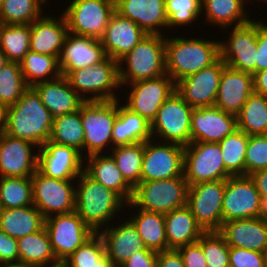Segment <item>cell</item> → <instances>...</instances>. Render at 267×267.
Returning <instances> with one entry per match:
<instances>
[{
    "label": "cell",
    "instance_id": "7dc6e473",
    "mask_svg": "<svg viewBox=\"0 0 267 267\" xmlns=\"http://www.w3.org/2000/svg\"><path fill=\"white\" fill-rule=\"evenodd\" d=\"M28 88L20 64L8 61L0 70V104L14 105Z\"/></svg>",
    "mask_w": 267,
    "mask_h": 267
},
{
    "label": "cell",
    "instance_id": "74e56055",
    "mask_svg": "<svg viewBox=\"0 0 267 267\" xmlns=\"http://www.w3.org/2000/svg\"><path fill=\"white\" fill-rule=\"evenodd\" d=\"M84 128L80 110L53 117L49 140L56 144L75 148L84 157Z\"/></svg>",
    "mask_w": 267,
    "mask_h": 267
},
{
    "label": "cell",
    "instance_id": "ac0fdd59",
    "mask_svg": "<svg viewBox=\"0 0 267 267\" xmlns=\"http://www.w3.org/2000/svg\"><path fill=\"white\" fill-rule=\"evenodd\" d=\"M260 194L249 175L231 176L225 180L222 203L223 223L257 218Z\"/></svg>",
    "mask_w": 267,
    "mask_h": 267
},
{
    "label": "cell",
    "instance_id": "681fc988",
    "mask_svg": "<svg viewBox=\"0 0 267 267\" xmlns=\"http://www.w3.org/2000/svg\"><path fill=\"white\" fill-rule=\"evenodd\" d=\"M261 169H267V135H252L245 154V175Z\"/></svg>",
    "mask_w": 267,
    "mask_h": 267
},
{
    "label": "cell",
    "instance_id": "f546056e",
    "mask_svg": "<svg viewBox=\"0 0 267 267\" xmlns=\"http://www.w3.org/2000/svg\"><path fill=\"white\" fill-rule=\"evenodd\" d=\"M84 171L95 181L118 193L127 203L133 188L125 181L109 153L92 154L84 158Z\"/></svg>",
    "mask_w": 267,
    "mask_h": 267
},
{
    "label": "cell",
    "instance_id": "11a10c76",
    "mask_svg": "<svg viewBox=\"0 0 267 267\" xmlns=\"http://www.w3.org/2000/svg\"><path fill=\"white\" fill-rule=\"evenodd\" d=\"M157 254L153 250H140L119 267H157Z\"/></svg>",
    "mask_w": 267,
    "mask_h": 267
},
{
    "label": "cell",
    "instance_id": "ba28073f",
    "mask_svg": "<svg viewBox=\"0 0 267 267\" xmlns=\"http://www.w3.org/2000/svg\"><path fill=\"white\" fill-rule=\"evenodd\" d=\"M193 108L174 91L162 104L151 123L153 139L177 143H191V115Z\"/></svg>",
    "mask_w": 267,
    "mask_h": 267
},
{
    "label": "cell",
    "instance_id": "7a4b0ae2",
    "mask_svg": "<svg viewBox=\"0 0 267 267\" xmlns=\"http://www.w3.org/2000/svg\"><path fill=\"white\" fill-rule=\"evenodd\" d=\"M208 37V39H207ZM185 38L182 36H165L166 74L175 84L187 76L195 74L210 66L220 57L219 39L209 36Z\"/></svg>",
    "mask_w": 267,
    "mask_h": 267
},
{
    "label": "cell",
    "instance_id": "4dcf8cb0",
    "mask_svg": "<svg viewBox=\"0 0 267 267\" xmlns=\"http://www.w3.org/2000/svg\"><path fill=\"white\" fill-rule=\"evenodd\" d=\"M201 3V26L203 23L209 27L219 26L220 30L232 25H243L253 19L249 16L251 12L247 9V0H201Z\"/></svg>",
    "mask_w": 267,
    "mask_h": 267
},
{
    "label": "cell",
    "instance_id": "7bdbcfd3",
    "mask_svg": "<svg viewBox=\"0 0 267 267\" xmlns=\"http://www.w3.org/2000/svg\"><path fill=\"white\" fill-rule=\"evenodd\" d=\"M64 263L67 267H114L99 233H94Z\"/></svg>",
    "mask_w": 267,
    "mask_h": 267
},
{
    "label": "cell",
    "instance_id": "8992f818",
    "mask_svg": "<svg viewBox=\"0 0 267 267\" xmlns=\"http://www.w3.org/2000/svg\"><path fill=\"white\" fill-rule=\"evenodd\" d=\"M117 115L118 99L85 102L81 106L80 117L85 132L84 158L92 154L110 152L112 130Z\"/></svg>",
    "mask_w": 267,
    "mask_h": 267
},
{
    "label": "cell",
    "instance_id": "5b68a950",
    "mask_svg": "<svg viewBox=\"0 0 267 267\" xmlns=\"http://www.w3.org/2000/svg\"><path fill=\"white\" fill-rule=\"evenodd\" d=\"M118 67V61L107 56L96 65L71 71L66 78L86 102L116 100L123 91L127 92L121 89Z\"/></svg>",
    "mask_w": 267,
    "mask_h": 267
},
{
    "label": "cell",
    "instance_id": "be15d7a7",
    "mask_svg": "<svg viewBox=\"0 0 267 267\" xmlns=\"http://www.w3.org/2000/svg\"><path fill=\"white\" fill-rule=\"evenodd\" d=\"M31 267H67L66 264L64 262H56L54 264H50V265H40V266H32Z\"/></svg>",
    "mask_w": 267,
    "mask_h": 267
},
{
    "label": "cell",
    "instance_id": "91938a15",
    "mask_svg": "<svg viewBox=\"0 0 267 267\" xmlns=\"http://www.w3.org/2000/svg\"><path fill=\"white\" fill-rule=\"evenodd\" d=\"M257 218L267 221V196H260Z\"/></svg>",
    "mask_w": 267,
    "mask_h": 267
},
{
    "label": "cell",
    "instance_id": "9c48e42d",
    "mask_svg": "<svg viewBox=\"0 0 267 267\" xmlns=\"http://www.w3.org/2000/svg\"><path fill=\"white\" fill-rule=\"evenodd\" d=\"M257 19L259 18L254 17L243 25L222 29L223 33L225 31L229 35L219 41L220 58L225 64L234 70L252 75L256 73Z\"/></svg>",
    "mask_w": 267,
    "mask_h": 267
},
{
    "label": "cell",
    "instance_id": "b9f144b4",
    "mask_svg": "<svg viewBox=\"0 0 267 267\" xmlns=\"http://www.w3.org/2000/svg\"><path fill=\"white\" fill-rule=\"evenodd\" d=\"M0 49L11 62H20L30 51V24H0Z\"/></svg>",
    "mask_w": 267,
    "mask_h": 267
},
{
    "label": "cell",
    "instance_id": "cb8c5ba5",
    "mask_svg": "<svg viewBox=\"0 0 267 267\" xmlns=\"http://www.w3.org/2000/svg\"><path fill=\"white\" fill-rule=\"evenodd\" d=\"M115 11L134 21L147 34H167L165 0H115Z\"/></svg>",
    "mask_w": 267,
    "mask_h": 267
},
{
    "label": "cell",
    "instance_id": "9a60e30c",
    "mask_svg": "<svg viewBox=\"0 0 267 267\" xmlns=\"http://www.w3.org/2000/svg\"><path fill=\"white\" fill-rule=\"evenodd\" d=\"M225 180L189 185L187 206L204 231H219L223 225Z\"/></svg>",
    "mask_w": 267,
    "mask_h": 267
},
{
    "label": "cell",
    "instance_id": "003e7915",
    "mask_svg": "<svg viewBox=\"0 0 267 267\" xmlns=\"http://www.w3.org/2000/svg\"><path fill=\"white\" fill-rule=\"evenodd\" d=\"M266 267H267V249L265 251Z\"/></svg>",
    "mask_w": 267,
    "mask_h": 267
},
{
    "label": "cell",
    "instance_id": "94428289",
    "mask_svg": "<svg viewBox=\"0 0 267 267\" xmlns=\"http://www.w3.org/2000/svg\"><path fill=\"white\" fill-rule=\"evenodd\" d=\"M6 111L7 108L0 104V133L4 132L6 127Z\"/></svg>",
    "mask_w": 267,
    "mask_h": 267
},
{
    "label": "cell",
    "instance_id": "9f6ffc18",
    "mask_svg": "<svg viewBox=\"0 0 267 267\" xmlns=\"http://www.w3.org/2000/svg\"><path fill=\"white\" fill-rule=\"evenodd\" d=\"M157 267H185L177 249H168L157 254Z\"/></svg>",
    "mask_w": 267,
    "mask_h": 267
},
{
    "label": "cell",
    "instance_id": "680465c9",
    "mask_svg": "<svg viewBox=\"0 0 267 267\" xmlns=\"http://www.w3.org/2000/svg\"><path fill=\"white\" fill-rule=\"evenodd\" d=\"M254 92L267 96V68L253 74Z\"/></svg>",
    "mask_w": 267,
    "mask_h": 267
},
{
    "label": "cell",
    "instance_id": "03108f58",
    "mask_svg": "<svg viewBox=\"0 0 267 267\" xmlns=\"http://www.w3.org/2000/svg\"><path fill=\"white\" fill-rule=\"evenodd\" d=\"M254 1H255V0H247V4L250 3V5H252ZM257 1H258V2L260 1V2H262V3H264V4L267 3V0H256L254 3L256 4ZM251 2H252V3H251Z\"/></svg>",
    "mask_w": 267,
    "mask_h": 267
},
{
    "label": "cell",
    "instance_id": "d6a6232c",
    "mask_svg": "<svg viewBox=\"0 0 267 267\" xmlns=\"http://www.w3.org/2000/svg\"><path fill=\"white\" fill-rule=\"evenodd\" d=\"M118 99V115L112 130V148L152 139L151 124Z\"/></svg>",
    "mask_w": 267,
    "mask_h": 267
},
{
    "label": "cell",
    "instance_id": "4316f807",
    "mask_svg": "<svg viewBox=\"0 0 267 267\" xmlns=\"http://www.w3.org/2000/svg\"><path fill=\"white\" fill-rule=\"evenodd\" d=\"M254 92L253 75L226 66L222 72L215 106L237 116Z\"/></svg>",
    "mask_w": 267,
    "mask_h": 267
},
{
    "label": "cell",
    "instance_id": "1f68e13d",
    "mask_svg": "<svg viewBox=\"0 0 267 267\" xmlns=\"http://www.w3.org/2000/svg\"><path fill=\"white\" fill-rule=\"evenodd\" d=\"M164 220L168 249L196 243L205 232L187 205L164 214Z\"/></svg>",
    "mask_w": 267,
    "mask_h": 267
},
{
    "label": "cell",
    "instance_id": "816d5d0a",
    "mask_svg": "<svg viewBox=\"0 0 267 267\" xmlns=\"http://www.w3.org/2000/svg\"><path fill=\"white\" fill-rule=\"evenodd\" d=\"M185 267H207L202 247L196 242L177 248Z\"/></svg>",
    "mask_w": 267,
    "mask_h": 267
},
{
    "label": "cell",
    "instance_id": "d590c367",
    "mask_svg": "<svg viewBox=\"0 0 267 267\" xmlns=\"http://www.w3.org/2000/svg\"><path fill=\"white\" fill-rule=\"evenodd\" d=\"M17 245L19 262L21 263L40 266L58 262L45 227L38 232L17 239Z\"/></svg>",
    "mask_w": 267,
    "mask_h": 267
},
{
    "label": "cell",
    "instance_id": "60d3db41",
    "mask_svg": "<svg viewBox=\"0 0 267 267\" xmlns=\"http://www.w3.org/2000/svg\"><path fill=\"white\" fill-rule=\"evenodd\" d=\"M48 3L47 0H3L0 24H31L46 13L44 7Z\"/></svg>",
    "mask_w": 267,
    "mask_h": 267
},
{
    "label": "cell",
    "instance_id": "5bb4252c",
    "mask_svg": "<svg viewBox=\"0 0 267 267\" xmlns=\"http://www.w3.org/2000/svg\"><path fill=\"white\" fill-rule=\"evenodd\" d=\"M124 87L131 89L127 95L126 92H123L126 97H120L122 100L126 98L123 100L125 101L123 104L150 124L155 119L162 104L176 90V84L168 74L137 81Z\"/></svg>",
    "mask_w": 267,
    "mask_h": 267
},
{
    "label": "cell",
    "instance_id": "603a6c76",
    "mask_svg": "<svg viewBox=\"0 0 267 267\" xmlns=\"http://www.w3.org/2000/svg\"><path fill=\"white\" fill-rule=\"evenodd\" d=\"M106 57L100 39L68 33L59 56L61 73L66 77L71 71L96 65Z\"/></svg>",
    "mask_w": 267,
    "mask_h": 267
},
{
    "label": "cell",
    "instance_id": "c3c4849f",
    "mask_svg": "<svg viewBox=\"0 0 267 267\" xmlns=\"http://www.w3.org/2000/svg\"><path fill=\"white\" fill-rule=\"evenodd\" d=\"M197 243L202 247L207 267H229V250L219 231H205Z\"/></svg>",
    "mask_w": 267,
    "mask_h": 267
},
{
    "label": "cell",
    "instance_id": "8d00e7d4",
    "mask_svg": "<svg viewBox=\"0 0 267 267\" xmlns=\"http://www.w3.org/2000/svg\"><path fill=\"white\" fill-rule=\"evenodd\" d=\"M23 78L29 87L62 75L59 58L29 51L19 62Z\"/></svg>",
    "mask_w": 267,
    "mask_h": 267
},
{
    "label": "cell",
    "instance_id": "e575fe53",
    "mask_svg": "<svg viewBox=\"0 0 267 267\" xmlns=\"http://www.w3.org/2000/svg\"><path fill=\"white\" fill-rule=\"evenodd\" d=\"M44 224L42 213L34 205L0 211V229L14 239L38 232Z\"/></svg>",
    "mask_w": 267,
    "mask_h": 267
},
{
    "label": "cell",
    "instance_id": "ab89813d",
    "mask_svg": "<svg viewBox=\"0 0 267 267\" xmlns=\"http://www.w3.org/2000/svg\"><path fill=\"white\" fill-rule=\"evenodd\" d=\"M145 142L113 147L109 154L115 160L125 181L134 189L141 182Z\"/></svg>",
    "mask_w": 267,
    "mask_h": 267
},
{
    "label": "cell",
    "instance_id": "bcb514c9",
    "mask_svg": "<svg viewBox=\"0 0 267 267\" xmlns=\"http://www.w3.org/2000/svg\"><path fill=\"white\" fill-rule=\"evenodd\" d=\"M167 14V31L180 29L181 26L191 24L200 26L201 20V0H165ZM200 18V19H199ZM200 20V21H199ZM199 21V22H196Z\"/></svg>",
    "mask_w": 267,
    "mask_h": 267
},
{
    "label": "cell",
    "instance_id": "7402d4cb",
    "mask_svg": "<svg viewBox=\"0 0 267 267\" xmlns=\"http://www.w3.org/2000/svg\"><path fill=\"white\" fill-rule=\"evenodd\" d=\"M118 220L116 219L115 223L112 222L98 232L103 239L105 252L114 267L122 265L135 252L150 250L146 248L136 226L129 218L125 217L121 221V217H119Z\"/></svg>",
    "mask_w": 267,
    "mask_h": 267
},
{
    "label": "cell",
    "instance_id": "83f0119b",
    "mask_svg": "<svg viewBox=\"0 0 267 267\" xmlns=\"http://www.w3.org/2000/svg\"><path fill=\"white\" fill-rule=\"evenodd\" d=\"M33 88L53 117L78 111L86 102L63 75L49 81L39 82Z\"/></svg>",
    "mask_w": 267,
    "mask_h": 267
},
{
    "label": "cell",
    "instance_id": "f5cc1de1",
    "mask_svg": "<svg viewBox=\"0 0 267 267\" xmlns=\"http://www.w3.org/2000/svg\"><path fill=\"white\" fill-rule=\"evenodd\" d=\"M262 19V20H261ZM257 20V61L256 72L267 68V21Z\"/></svg>",
    "mask_w": 267,
    "mask_h": 267
},
{
    "label": "cell",
    "instance_id": "6125c7cd",
    "mask_svg": "<svg viewBox=\"0 0 267 267\" xmlns=\"http://www.w3.org/2000/svg\"><path fill=\"white\" fill-rule=\"evenodd\" d=\"M0 267H31V265L21 262H8V263H0Z\"/></svg>",
    "mask_w": 267,
    "mask_h": 267
},
{
    "label": "cell",
    "instance_id": "6f0895ef",
    "mask_svg": "<svg viewBox=\"0 0 267 267\" xmlns=\"http://www.w3.org/2000/svg\"><path fill=\"white\" fill-rule=\"evenodd\" d=\"M255 183L260 196H267V169H261L249 175Z\"/></svg>",
    "mask_w": 267,
    "mask_h": 267
},
{
    "label": "cell",
    "instance_id": "f35d334b",
    "mask_svg": "<svg viewBox=\"0 0 267 267\" xmlns=\"http://www.w3.org/2000/svg\"><path fill=\"white\" fill-rule=\"evenodd\" d=\"M237 124L248 136L267 135V96L253 92L237 115Z\"/></svg>",
    "mask_w": 267,
    "mask_h": 267
},
{
    "label": "cell",
    "instance_id": "4fadbf2b",
    "mask_svg": "<svg viewBox=\"0 0 267 267\" xmlns=\"http://www.w3.org/2000/svg\"><path fill=\"white\" fill-rule=\"evenodd\" d=\"M184 177V146L150 139L145 142L141 182Z\"/></svg>",
    "mask_w": 267,
    "mask_h": 267
},
{
    "label": "cell",
    "instance_id": "484cf974",
    "mask_svg": "<svg viewBox=\"0 0 267 267\" xmlns=\"http://www.w3.org/2000/svg\"><path fill=\"white\" fill-rule=\"evenodd\" d=\"M68 33L63 14H44L30 24V51L59 58Z\"/></svg>",
    "mask_w": 267,
    "mask_h": 267
},
{
    "label": "cell",
    "instance_id": "44dd1931",
    "mask_svg": "<svg viewBox=\"0 0 267 267\" xmlns=\"http://www.w3.org/2000/svg\"><path fill=\"white\" fill-rule=\"evenodd\" d=\"M237 129V116L227 113L215 105L192 110L191 143H218Z\"/></svg>",
    "mask_w": 267,
    "mask_h": 267
},
{
    "label": "cell",
    "instance_id": "db71d44e",
    "mask_svg": "<svg viewBox=\"0 0 267 267\" xmlns=\"http://www.w3.org/2000/svg\"><path fill=\"white\" fill-rule=\"evenodd\" d=\"M19 262L17 239L0 229V263Z\"/></svg>",
    "mask_w": 267,
    "mask_h": 267
},
{
    "label": "cell",
    "instance_id": "e7e4bbea",
    "mask_svg": "<svg viewBox=\"0 0 267 267\" xmlns=\"http://www.w3.org/2000/svg\"><path fill=\"white\" fill-rule=\"evenodd\" d=\"M8 62L6 55L0 49V70Z\"/></svg>",
    "mask_w": 267,
    "mask_h": 267
},
{
    "label": "cell",
    "instance_id": "3957f363",
    "mask_svg": "<svg viewBox=\"0 0 267 267\" xmlns=\"http://www.w3.org/2000/svg\"><path fill=\"white\" fill-rule=\"evenodd\" d=\"M52 124L50 111L36 90L29 87L14 105L7 108L4 133L29 141L39 149L49 140Z\"/></svg>",
    "mask_w": 267,
    "mask_h": 267
},
{
    "label": "cell",
    "instance_id": "f907efd6",
    "mask_svg": "<svg viewBox=\"0 0 267 267\" xmlns=\"http://www.w3.org/2000/svg\"><path fill=\"white\" fill-rule=\"evenodd\" d=\"M229 267H266L265 253L230 247Z\"/></svg>",
    "mask_w": 267,
    "mask_h": 267
},
{
    "label": "cell",
    "instance_id": "ffe728a7",
    "mask_svg": "<svg viewBox=\"0 0 267 267\" xmlns=\"http://www.w3.org/2000/svg\"><path fill=\"white\" fill-rule=\"evenodd\" d=\"M38 147L0 133V177H32L37 171Z\"/></svg>",
    "mask_w": 267,
    "mask_h": 267
},
{
    "label": "cell",
    "instance_id": "277c9868",
    "mask_svg": "<svg viewBox=\"0 0 267 267\" xmlns=\"http://www.w3.org/2000/svg\"><path fill=\"white\" fill-rule=\"evenodd\" d=\"M118 66L121 89L127 84L166 74L165 36L147 34L118 61Z\"/></svg>",
    "mask_w": 267,
    "mask_h": 267
},
{
    "label": "cell",
    "instance_id": "f1b7e54d",
    "mask_svg": "<svg viewBox=\"0 0 267 267\" xmlns=\"http://www.w3.org/2000/svg\"><path fill=\"white\" fill-rule=\"evenodd\" d=\"M219 232L229 247H238L265 253L267 249V221L258 218L236 219L224 222Z\"/></svg>",
    "mask_w": 267,
    "mask_h": 267
},
{
    "label": "cell",
    "instance_id": "30bf717a",
    "mask_svg": "<svg viewBox=\"0 0 267 267\" xmlns=\"http://www.w3.org/2000/svg\"><path fill=\"white\" fill-rule=\"evenodd\" d=\"M63 14L69 33L100 39L112 14L115 0H69Z\"/></svg>",
    "mask_w": 267,
    "mask_h": 267
},
{
    "label": "cell",
    "instance_id": "7c38bea8",
    "mask_svg": "<svg viewBox=\"0 0 267 267\" xmlns=\"http://www.w3.org/2000/svg\"><path fill=\"white\" fill-rule=\"evenodd\" d=\"M184 177L189 185L231 177L225 170L219 143L193 142L184 146Z\"/></svg>",
    "mask_w": 267,
    "mask_h": 267
},
{
    "label": "cell",
    "instance_id": "836d02e7",
    "mask_svg": "<svg viewBox=\"0 0 267 267\" xmlns=\"http://www.w3.org/2000/svg\"><path fill=\"white\" fill-rule=\"evenodd\" d=\"M126 208L130 211L135 209L127 217L136 226L146 248L155 252L168 250L164 214L142 210L131 201L126 204Z\"/></svg>",
    "mask_w": 267,
    "mask_h": 267
},
{
    "label": "cell",
    "instance_id": "d4e9b609",
    "mask_svg": "<svg viewBox=\"0 0 267 267\" xmlns=\"http://www.w3.org/2000/svg\"><path fill=\"white\" fill-rule=\"evenodd\" d=\"M147 33L134 21L112 14L100 42L107 56L119 61L131 51Z\"/></svg>",
    "mask_w": 267,
    "mask_h": 267
},
{
    "label": "cell",
    "instance_id": "2e32d148",
    "mask_svg": "<svg viewBox=\"0 0 267 267\" xmlns=\"http://www.w3.org/2000/svg\"><path fill=\"white\" fill-rule=\"evenodd\" d=\"M44 227L53 253L60 262H64L94 234L75 211L45 219Z\"/></svg>",
    "mask_w": 267,
    "mask_h": 267
},
{
    "label": "cell",
    "instance_id": "ee69618b",
    "mask_svg": "<svg viewBox=\"0 0 267 267\" xmlns=\"http://www.w3.org/2000/svg\"><path fill=\"white\" fill-rule=\"evenodd\" d=\"M248 140L249 136L237 129L218 142L225 170L231 176L245 175V154Z\"/></svg>",
    "mask_w": 267,
    "mask_h": 267
},
{
    "label": "cell",
    "instance_id": "6da1fadb",
    "mask_svg": "<svg viewBox=\"0 0 267 267\" xmlns=\"http://www.w3.org/2000/svg\"><path fill=\"white\" fill-rule=\"evenodd\" d=\"M126 204L118 193L95 181L85 171L76 179L75 212L94 233L115 222L122 211L126 215Z\"/></svg>",
    "mask_w": 267,
    "mask_h": 267
},
{
    "label": "cell",
    "instance_id": "8fae6325",
    "mask_svg": "<svg viewBox=\"0 0 267 267\" xmlns=\"http://www.w3.org/2000/svg\"><path fill=\"white\" fill-rule=\"evenodd\" d=\"M31 179L33 205L44 219L75 211L76 180L49 178L38 170Z\"/></svg>",
    "mask_w": 267,
    "mask_h": 267
},
{
    "label": "cell",
    "instance_id": "52a82bcc",
    "mask_svg": "<svg viewBox=\"0 0 267 267\" xmlns=\"http://www.w3.org/2000/svg\"><path fill=\"white\" fill-rule=\"evenodd\" d=\"M188 189L185 177L140 182L131 202L142 210L166 214L187 205Z\"/></svg>",
    "mask_w": 267,
    "mask_h": 267
},
{
    "label": "cell",
    "instance_id": "e0dca14e",
    "mask_svg": "<svg viewBox=\"0 0 267 267\" xmlns=\"http://www.w3.org/2000/svg\"><path fill=\"white\" fill-rule=\"evenodd\" d=\"M227 65L219 57L210 66L176 83V92L192 107L214 106L222 72Z\"/></svg>",
    "mask_w": 267,
    "mask_h": 267
},
{
    "label": "cell",
    "instance_id": "d6986e66",
    "mask_svg": "<svg viewBox=\"0 0 267 267\" xmlns=\"http://www.w3.org/2000/svg\"><path fill=\"white\" fill-rule=\"evenodd\" d=\"M37 170L49 178L76 180L84 171V157L75 148L48 140L38 149Z\"/></svg>",
    "mask_w": 267,
    "mask_h": 267
},
{
    "label": "cell",
    "instance_id": "f6af8a7d",
    "mask_svg": "<svg viewBox=\"0 0 267 267\" xmlns=\"http://www.w3.org/2000/svg\"><path fill=\"white\" fill-rule=\"evenodd\" d=\"M33 205L31 177H0V208Z\"/></svg>",
    "mask_w": 267,
    "mask_h": 267
}]
</instances>
